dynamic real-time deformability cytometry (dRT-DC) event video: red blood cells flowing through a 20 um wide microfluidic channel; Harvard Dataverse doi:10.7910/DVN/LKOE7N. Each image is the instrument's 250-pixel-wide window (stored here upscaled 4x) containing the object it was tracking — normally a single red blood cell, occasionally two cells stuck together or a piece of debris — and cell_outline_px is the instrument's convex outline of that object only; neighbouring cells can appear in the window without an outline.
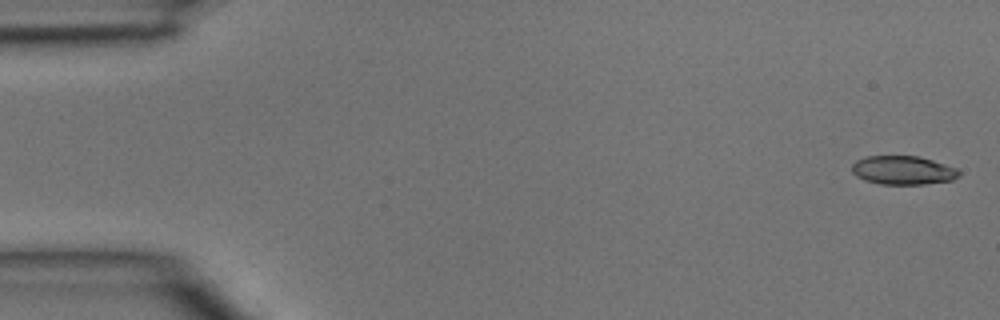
{"species": "common noctule bat (a hibernating species)", "species_latin": "Nyctalus noctula", "temperature_condition": "room temperature", "stored_images_in_passage": 32, "camera_frame_rate_fps": 3000, "um_per_image_px": 0.085, "animal": {"sex": "male", "body_mass_g": 15.6}, "frame": {"image": 1, "passage_image": 1, "time_ms": 0.0, "image_size_px": [1000, 320], "cell_outline_px": [[960, 176], [952, 180], [924, 184], [880, 184], [864, 180], [856, 176], [852, 172], [852, 164], [856, 160], [864, 156], [920, 156], [956, 168], [960, 172]], "centroid_in_image_um": [76.73, 14.47], "position_along_channel_um": 8.3, "area_um2": 17.98}}
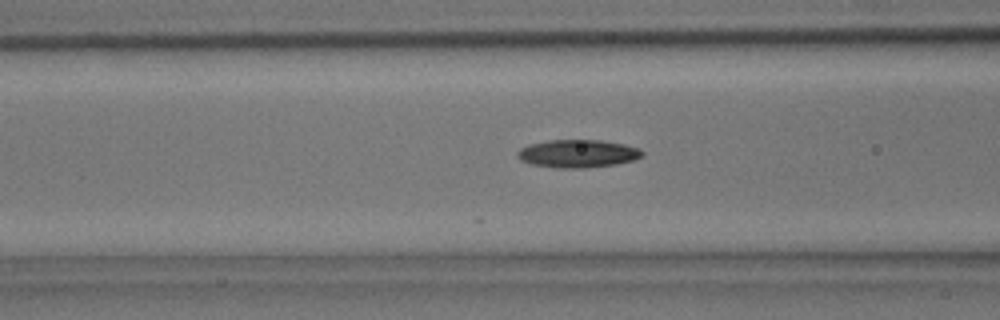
{"frame": {"image": 2, "passage_image": 17, "time_ms": 5.333, "image_size_px": [1000, 320], "cell_outline_px": [[644, 152], [640, 156], [632, 160], [616, 164], [584, 168], [556, 168], [532, 164], [520, 160], [516, 156], [516, 152], [520, 148], [528, 144], [548, 140], [600, 140], [624, 144], [636, 148]], "centroid_in_image_um": [49.03, 13.05], "position_along_channel_um": 117.6, "area_um2": 20.23}}
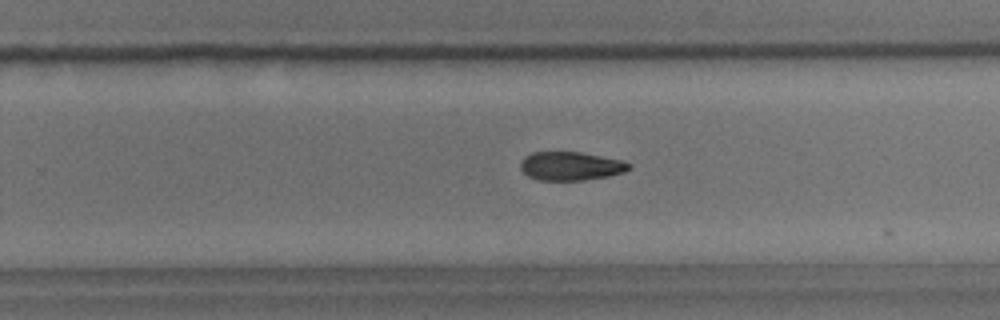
{"frame": {"image": 3, "passage_image": 28, "time_ms": 9.0, "image_size_px": [1000, 320], "cell_outline_px": [[632, 168], [624, 172], [608, 176], [584, 180], [536, 180], [528, 176], [520, 168], [520, 160], [524, 156], [532, 152], [580, 152], [620, 160], [632, 164]], "centroid_in_image_um": [48.49, 14.12], "position_along_channel_um": 281.3, "area_um2": 18.15}}